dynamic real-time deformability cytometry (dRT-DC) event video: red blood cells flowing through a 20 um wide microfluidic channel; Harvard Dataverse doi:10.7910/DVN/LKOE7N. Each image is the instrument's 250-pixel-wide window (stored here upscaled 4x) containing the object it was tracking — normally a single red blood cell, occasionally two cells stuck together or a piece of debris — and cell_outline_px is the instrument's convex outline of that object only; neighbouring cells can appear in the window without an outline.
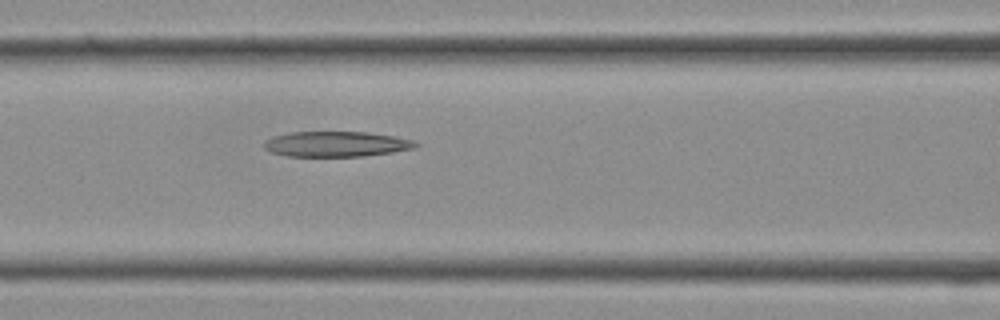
{"species": "Egyptian fruit bat (a non-hibernating species)", "species_latin": "Rousettus aegyptiacus", "temperature_condition": "cold", "stored_images_in_passage": 12, "camera_frame_rate_fps": 3000, "um_per_image_px": 0.085, "frame": {"image": 1, "passage_image": 12, "time_ms": 3.667, "image_size_px": [1000, 320], "cell_outline_px": [[420, 144], [412, 148], [392, 152], [364, 156], [288, 156], [272, 152], [264, 148], [264, 140], [272, 136], [292, 132], [368, 132], [396, 136], [412, 140]], "centroid_in_image_um": [28.57, 12.24], "position_along_channel_um": 138.0, "area_um2": 22.31}}